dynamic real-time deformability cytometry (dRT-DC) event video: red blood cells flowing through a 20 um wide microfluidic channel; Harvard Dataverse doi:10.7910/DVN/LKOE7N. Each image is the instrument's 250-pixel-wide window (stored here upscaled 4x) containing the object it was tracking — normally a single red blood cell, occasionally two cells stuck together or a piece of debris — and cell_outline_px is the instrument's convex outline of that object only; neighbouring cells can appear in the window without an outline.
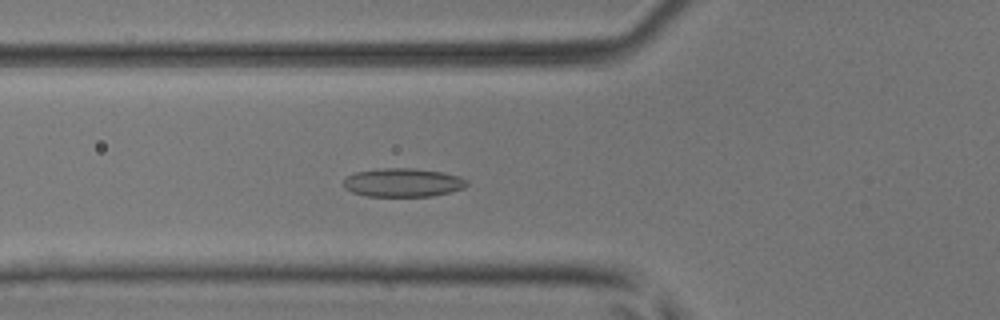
{"species": "common noctule bat (a hibernating species)", "species_latin": "Nyctalus noctula", "temperature_condition": "room temperature", "stored_images_in_passage": 50, "camera_frame_rate_fps": 3000, "um_per_image_px": 0.085, "animal": {"sex": "male", "body_mass_g": 17.9, "forearm_length_mm": 54.2}, "frame": {"image": 1, "passage_image": 19, "time_ms": 6.0, "image_size_px": [1000, 320], "cell_outline_px": [[468, 184], [464, 188], [432, 196], [368, 196], [352, 192], [344, 188], [344, 180], [348, 176], [356, 172], [380, 168], [412, 168], [444, 172], [460, 176], [468, 180]], "centroid_in_image_um": [34.27, 15.51], "position_along_channel_um": 91.5, "area_um2": 20.58}}
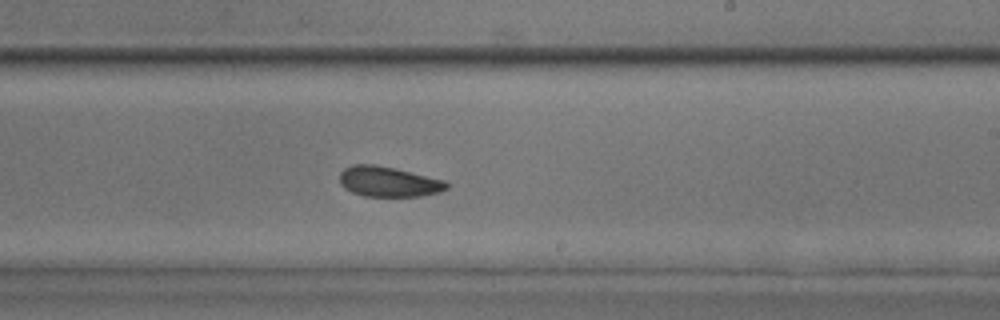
{"frame": {"image": 2, "passage_image": 31, "time_ms": 10.0, "image_size_px": [1000, 320], "cell_outline_px": [[448, 188], [440, 192], [420, 196], [364, 196], [352, 192], [344, 188], [340, 184], [340, 172], [344, 168], [352, 164], [376, 164], [444, 180], [448, 184]], "centroid_in_image_um": [32.99, 15.44], "position_along_channel_um": 256.0, "area_um2": 18.79}}
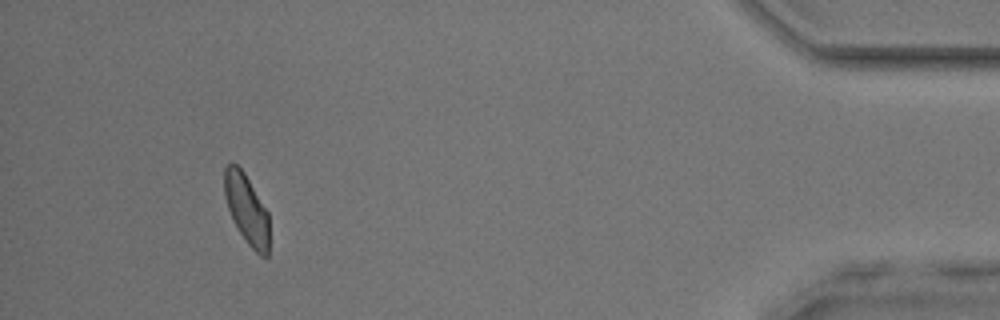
{"frame": {"image": 3, "passage_image": 47, "time_ms": 15.333, "image_size_px": [1000, 320], "cell_outline_px": [[268, 256], [260, 256], [248, 244], [240, 232], [228, 208], [224, 196], [224, 168], [228, 164], [236, 164], [244, 172], [268, 212]], "centroid_in_image_um": [20.96, 17.76], "position_along_channel_um": 414.2, "area_um2": 17.86}, "authors_computed_cell_mechanics": {"area_um2": 19.5364, "velocity_mm_per_s": 4.1164, "shape_relaxation_time_tau1_ms": 4.3538, "shape_relaxation_time_tau2_ms": 5.2376, "deformation_change_tau1": 0.0762, "deformation_change_tau2": 0.1182}}